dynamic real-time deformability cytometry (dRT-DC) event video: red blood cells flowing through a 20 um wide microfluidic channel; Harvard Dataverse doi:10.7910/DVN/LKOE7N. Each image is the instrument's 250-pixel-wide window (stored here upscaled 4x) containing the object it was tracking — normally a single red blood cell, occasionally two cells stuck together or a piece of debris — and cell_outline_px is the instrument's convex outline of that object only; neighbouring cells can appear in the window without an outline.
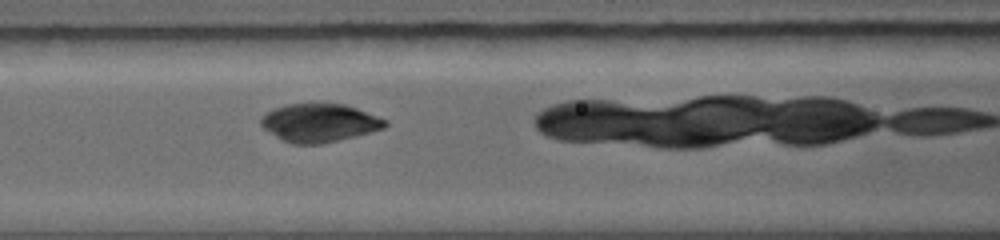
{"species": "common noctule bat (a hibernating species)", "species_latin": "Nyctalus noctula", "temperature_condition": "warm", "stored_images_in_passage": 4, "camera_frame_rate_fps": 5000, "um_per_image_px": 0.085, "animal": {"sex": "female", "body_mass_g": 19.0, "forearm_length_mm": 56.7}, "frame": {"image": 1, "passage_image": 3, "time_ms": 1.6, "image_size_px": [1000, 240], "cell_outline_px": [[388, 124], [384, 128], [356, 136], [320, 144], [292, 144], [276, 136], [264, 128], [260, 124], [260, 116], [272, 108], [288, 104], [344, 104], [356, 108], [388, 120]], "centroid_in_image_um": [27.14, 10.44], "position_along_channel_um": 139.5, "area_um2": 27.57}}
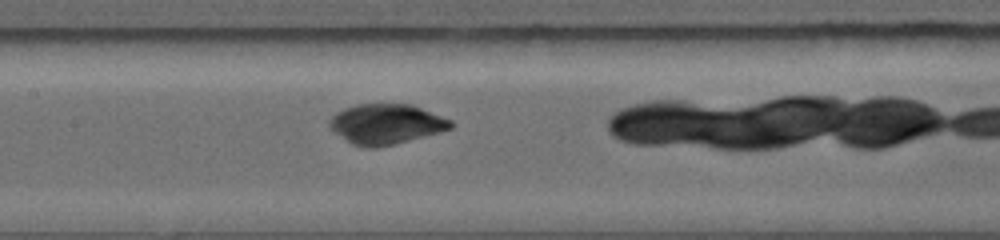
{"frame": {"image": 2, "passage_image": 4, "time_ms": 2.4, "image_size_px": [1000, 240], "cell_outline_px": [[456, 124], [452, 128], [440, 132], [396, 144], [376, 148], [364, 148], [352, 144], [336, 132], [328, 124], [328, 120], [336, 112], [344, 108], [356, 104], [412, 104], [452, 120]], "centroid_in_image_um": [32.85, 10.55], "position_along_channel_um": 174.6, "area_um2": 28.5}}